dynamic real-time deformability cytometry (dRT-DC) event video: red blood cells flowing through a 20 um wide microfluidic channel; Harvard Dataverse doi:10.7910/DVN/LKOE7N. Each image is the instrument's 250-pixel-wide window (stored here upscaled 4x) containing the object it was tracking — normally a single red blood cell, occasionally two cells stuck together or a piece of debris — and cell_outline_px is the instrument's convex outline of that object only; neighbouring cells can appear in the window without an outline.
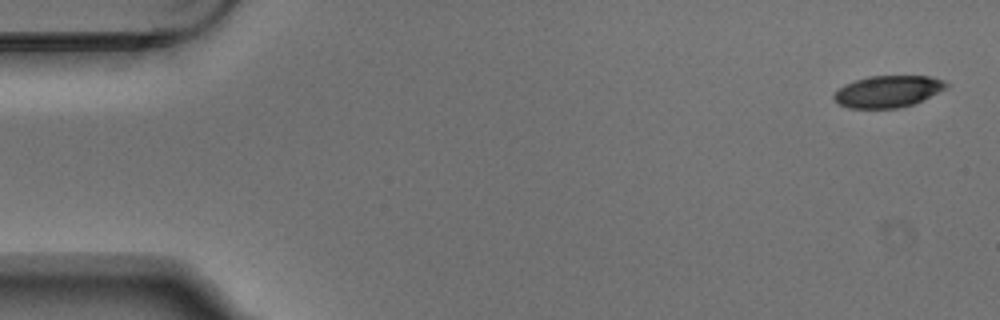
{"species": "Egyptian fruit bat (a non-hibernating species)", "species_latin": "Rousettus aegyptiacus", "temperature_condition": "warm", "stored_images_in_passage": 4, "camera_frame_rate_fps": 3000, "um_per_image_px": 0.085, "animal": {"sex": "male"}, "frame": {"image": 1, "passage_image": 1, "time_ms": 0.0, "image_size_px": [1000, 320], "cell_outline_px": [[948, 88], [912, 104], [896, 108], [848, 108], [836, 104], [832, 96], [844, 84], [868, 76], [932, 76], [944, 80], [948, 84]], "centroid_in_image_um": [75.46, 7.77], "position_along_channel_um": 9.5, "area_um2": 20.81}}
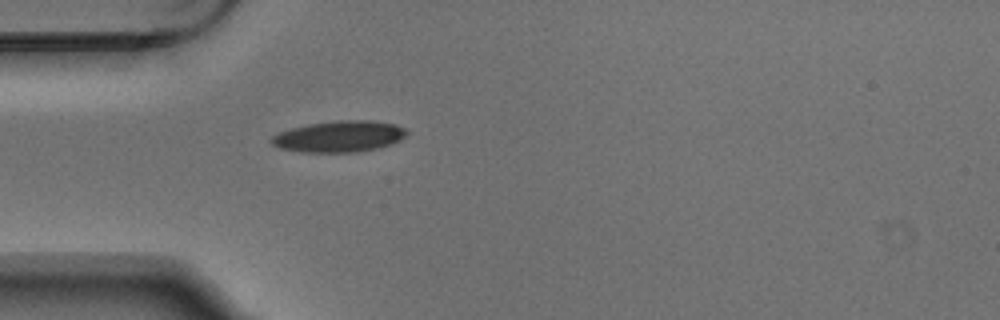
{"frame": {"image": 2, "passage_image": 4, "time_ms": 1.0, "image_size_px": [1000, 320], "cell_outline_px": [[408, 132], [400, 140], [376, 148], [352, 152], [300, 152], [280, 148], [272, 144], [272, 136], [280, 132], [292, 128], [308, 124], [340, 120], [372, 120], [396, 124], [404, 128]], "centroid_in_image_um": [28.83, 11.59], "position_along_channel_um": 56.2, "area_um2": 24.33}}